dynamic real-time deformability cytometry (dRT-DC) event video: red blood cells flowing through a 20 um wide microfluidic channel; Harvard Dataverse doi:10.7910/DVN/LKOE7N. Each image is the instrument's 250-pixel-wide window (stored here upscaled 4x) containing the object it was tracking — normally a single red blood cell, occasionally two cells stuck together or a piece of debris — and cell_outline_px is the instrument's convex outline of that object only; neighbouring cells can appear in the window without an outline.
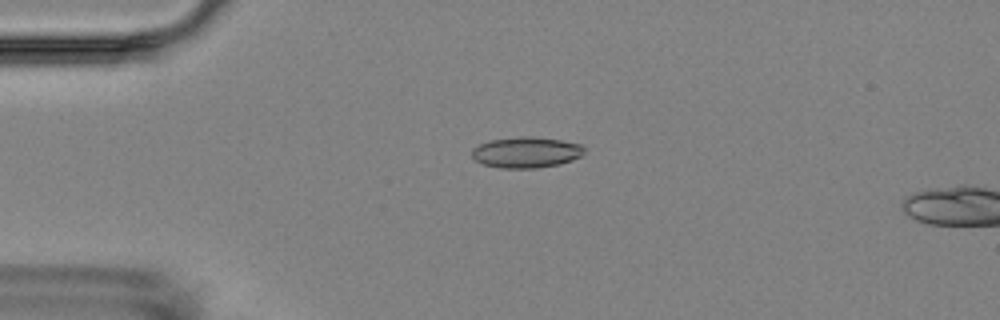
{"species": "Egyptian fruit bat (a non-hibernating species)", "species_latin": "Rousettus aegyptiacus", "temperature_condition": "room temperature", "stored_images_in_passage": 2, "camera_frame_rate_fps": 3000, "um_per_image_px": 0.085, "animal": {"sex": "female"}, "frame": {"image": 1, "passage_image": 1, "time_ms": 0.0, "image_size_px": [1000, 320], "cell_outline_px": [[584, 152], [580, 156], [572, 160], [560, 164], [536, 168], [500, 168], [484, 164], [476, 160], [472, 156], [472, 148], [480, 144], [492, 140], [520, 136], [532, 136], [560, 140], [580, 144], [584, 148]], "centroid_in_image_um": [44.73, 12.95], "position_along_channel_um": 40.3, "area_um2": 20.11}}